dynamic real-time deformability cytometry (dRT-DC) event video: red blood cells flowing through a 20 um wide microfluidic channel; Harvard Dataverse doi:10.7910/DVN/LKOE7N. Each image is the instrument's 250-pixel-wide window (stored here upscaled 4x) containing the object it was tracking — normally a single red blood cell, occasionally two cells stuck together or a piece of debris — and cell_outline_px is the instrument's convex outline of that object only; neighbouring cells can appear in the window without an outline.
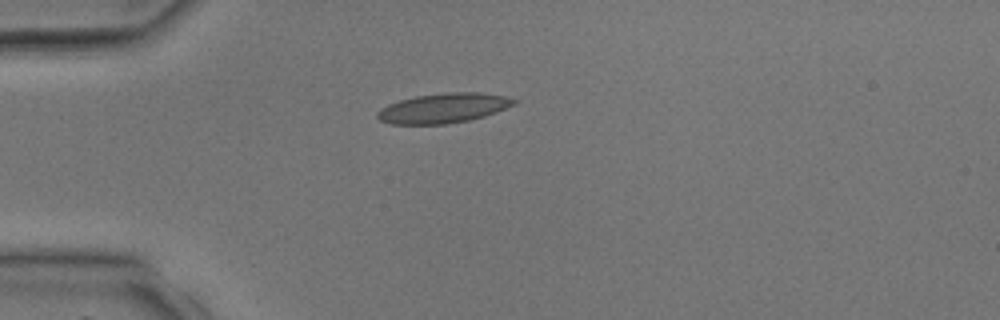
{"species": "common noctule bat (a hibernating species)", "species_latin": "Nyctalus noctula", "temperature_condition": "room temperature", "stored_images_in_passage": 2, "camera_frame_rate_fps": 3000, "um_per_image_px": 0.085, "animal": {"sex": "male", "body_mass_g": 17.9, "forearm_length_mm": 54.2}, "frame": {"image": 1, "passage_image": 2, "time_ms": 1.333, "image_size_px": [1000, 320], "cell_outline_px": [[520, 100], [516, 104], [496, 112], [484, 116], [468, 120], [448, 124], [392, 124], [380, 120], [376, 116], [376, 112], [380, 108], [388, 104], [400, 100], [416, 96], [448, 92], [476, 92], [508, 96]], "centroid_in_image_um": [37.72, 9.18], "position_along_channel_um": 47.3, "area_um2": 23.81}}